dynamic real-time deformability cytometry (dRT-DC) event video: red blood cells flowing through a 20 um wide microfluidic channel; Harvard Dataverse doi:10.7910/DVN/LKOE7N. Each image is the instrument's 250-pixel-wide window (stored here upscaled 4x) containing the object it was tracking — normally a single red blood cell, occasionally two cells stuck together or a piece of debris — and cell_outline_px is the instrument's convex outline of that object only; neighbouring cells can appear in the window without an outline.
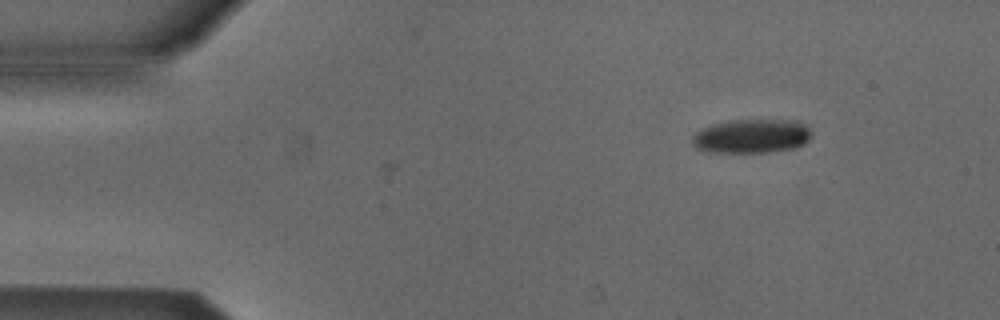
{"species": "Egyptian fruit bat (a non-hibernating species)", "species_latin": "Rousettus aegyptiacus", "temperature_condition": "cold", "stored_images_in_passage": 4, "camera_frame_rate_fps": 3000, "um_per_image_px": 0.085, "animal": {"sex": "male"}, "frame": {"image": 1, "passage_image": 1, "time_ms": 0.0, "image_size_px": [1000, 320], "cell_outline_px": [[812, 136], [804, 144], [796, 148], [768, 152], [708, 152], [696, 148], [692, 144], [692, 136], [696, 132], [704, 128], [728, 120], [796, 120], [808, 124], [812, 132]], "centroid_in_image_um": [63.95, 11.57], "position_along_channel_um": 21.1, "area_um2": 23.87}}